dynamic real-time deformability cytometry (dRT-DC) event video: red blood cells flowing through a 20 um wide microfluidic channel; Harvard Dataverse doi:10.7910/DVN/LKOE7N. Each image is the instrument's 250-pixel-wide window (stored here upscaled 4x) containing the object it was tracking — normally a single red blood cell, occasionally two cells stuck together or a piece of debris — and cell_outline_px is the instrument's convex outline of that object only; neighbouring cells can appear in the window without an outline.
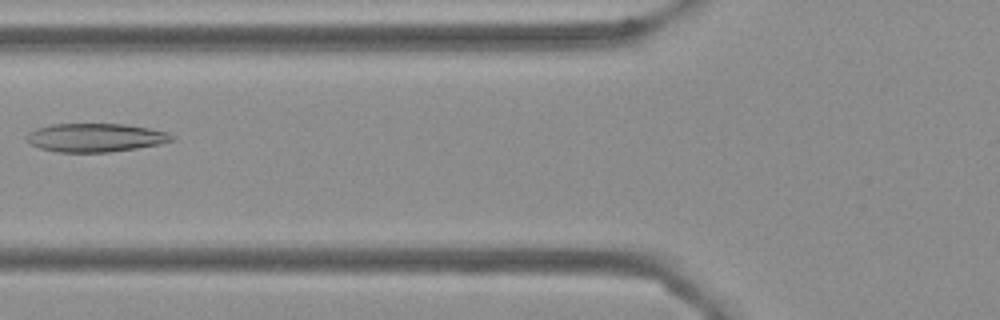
{"species": "Egyptian fruit bat (a non-hibernating species)", "species_latin": "Rousettus aegyptiacus", "temperature_condition": "cold", "stored_images_in_passage": 6, "camera_frame_rate_fps": 3000, "um_per_image_px": 0.085, "frame": {"image": 1, "passage_image": 6, "time_ms": 1.667, "image_size_px": [1000, 320], "cell_outline_px": [[176, 140], [160, 144], [136, 148], [108, 152], [56, 152], [40, 148], [28, 144], [24, 140], [24, 136], [28, 132], [36, 128], [52, 124], [124, 124], [148, 128], [168, 132], [176, 136]], "centroid_in_image_um": [8.08, 11.7], "position_along_channel_um": 117.7, "area_um2": 24.45}}